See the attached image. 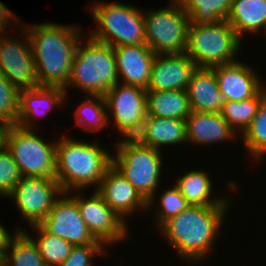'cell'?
I'll return each instance as SVG.
<instances>
[{
	"label": "cell",
	"instance_id": "cell-1",
	"mask_svg": "<svg viewBox=\"0 0 266 266\" xmlns=\"http://www.w3.org/2000/svg\"><path fill=\"white\" fill-rule=\"evenodd\" d=\"M35 61L39 86L67 88L80 39L79 26L56 23L24 25Z\"/></svg>",
	"mask_w": 266,
	"mask_h": 266
},
{
	"label": "cell",
	"instance_id": "cell-2",
	"mask_svg": "<svg viewBox=\"0 0 266 266\" xmlns=\"http://www.w3.org/2000/svg\"><path fill=\"white\" fill-rule=\"evenodd\" d=\"M228 207L191 205L166 220L158 230L178 256L199 264L211 255Z\"/></svg>",
	"mask_w": 266,
	"mask_h": 266
},
{
	"label": "cell",
	"instance_id": "cell-3",
	"mask_svg": "<svg viewBox=\"0 0 266 266\" xmlns=\"http://www.w3.org/2000/svg\"><path fill=\"white\" fill-rule=\"evenodd\" d=\"M64 136L56 144V176L62 191L74 194L92 185L96 190L112 165V154L97 139L92 143Z\"/></svg>",
	"mask_w": 266,
	"mask_h": 266
},
{
	"label": "cell",
	"instance_id": "cell-4",
	"mask_svg": "<svg viewBox=\"0 0 266 266\" xmlns=\"http://www.w3.org/2000/svg\"><path fill=\"white\" fill-rule=\"evenodd\" d=\"M82 43V44H81ZM83 45V46H82ZM113 47L90 36L77 45L67 88L72 86L90 96L104 94L118 84Z\"/></svg>",
	"mask_w": 266,
	"mask_h": 266
},
{
	"label": "cell",
	"instance_id": "cell-5",
	"mask_svg": "<svg viewBox=\"0 0 266 266\" xmlns=\"http://www.w3.org/2000/svg\"><path fill=\"white\" fill-rule=\"evenodd\" d=\"M97 22L91 38L109 44L112 47L146 44L143 11L128 4L103 1L96 2L90 8Z\"/></svg>",
	"mask_w": 266,
	"mask_h": 266
},
{
	"label": "cell",
	"instance_id": "cell-6",
	"mask_svg": "<svg viewBox=\"0 0 266 266\" xmlns=\"http://www.w3.org/2000/svg\"><path fill=\"white\" fill-rule=\"evenodd\" d=\"M242 40L223 20L216 24H193L188 29L185 53L197 67L213 68L237 62Z\"/></svg>",
	"mask_w": 266,
	"mask_h": 266
},
{
	"label": "cell",
	"instance_id": "cell-7",
	"mask_svg": "<svg viewBox=\"0 0 266 266\" xmlns=\"http://www.w3.org/2000/svg\"><path fill=\"white\" fill-rule=\"evenodd\" d=\"M10 125L6 136V148L18 165L22 177H40L57 181L56 142H45L35 133Z\"/></svg>",
	"mask_w": 266,
	"mask_h": 266
},
{
	"label": "cell",
	"instance_id": "cell-8",
	"mask_svg": "<svg viewBox=\"0 0 266 266\" xmlns=\"http://www.w3.org/2000/svg\"><path fill=\"white\" fill-rule=\"evenodd\" d=\"M143 16L146 45L156 55L186 51L190 19L177 0L159 10H143Z\"/></svg>",
	"mask_w": 266,
	"mask_h": 266
},
{
	"label": "cell",
	"instance_id": "cell-9",
	"mask_svg": "<svg viewBox=\"0 0 266 266\" xmlns=\"http://www.w3.org/2000/svg\"><path fill=\"white\" fill-rule=\"evenodd\" d=\"M112 165L134 188L148 201L155 205L157 188L162 174L163 158L161 150L152 147L146 149H115Z\"/></svg>",
	"mask_w": 266,
	"mask_h": 266
},
{
	"label": "cell",
	"instance_id": "cell-10",
	"mask_svg": "<svg viewBox=\"0 0 266 266\" xmlns=\"http://www.w3.org/2000/svg\"><path fill=\"white\" fill-rule=\"evenodd\" d=\"M62 189L58 181L40 177H22L8 196L13 199L17 210L33 226L49 214Z\"/></svg>",
	"mask_w": 266,
	"mask_h": 266
},
{
	"label": "cell",
	"instance_id": "cell-11",
	"mask_svg": "<svg viewBox=\"0 0 266 266\" xmlns=\"http://www.w3.org/2000/svg\"><path fill=\"white\" fill-rule=\"evenodd\" d=\"M22 41L19 38L0 36V74L19 90L36 88L39 81L26 30L21 29Z\"/></svg>",
	"mask_w": 266,
	"mask_h": 266
},
{
	"label": "cell",
	"instance_id": "cell-12",
	"mask_svg": "<svg viewBox=\"0 0 266 266\" xmlns=\"http://www.w3.org/2000/svg\"><path fill=\"white\" fill-rule=\"evenodd\" d=\"M80 193L72 196L77 202L80 215L92 235L104 245L112 246L128 236V224L112 210L94 190L87 199Z\"/></svg>",
	"mask_w": 266,
	"mask_h": 266
},
{
	"label": "cell",
	"instance_id": "cell-13",
	"mask_svg": "<svg viewBox=\"0 0 266 266\" xmlns=\"http://www.w3.org/2000/svg\"><path fill=\"white\" fill-rule=\"evenodd\" d=\"M68 195V192L61 193L39 225L46 232L68 241L73 246L103 243L89 231L80 215L77 202Z\"/></svg>",
	"mask_w": 266,
	"mask_h": 266
},
{
	"label": "cell",
	"instance_id": "cell-14",
	"mask_svg": "<svg viewBox=\"0 0 266 266\" xmlns=\"http://www.w3.org/2000/svg\"><path fill=\"white\" fill-rule=\"evenodd\" d=\"M146 93V89L142 87L118 83L104 94L107 118L113 119L118 133L146 118Z\"/></svg>",
	"mask_w": 266,
	"mask_h": 266
},
{
	"label": "cell",
	"instance_id": "cell-15",
	"mask_svg": "<svg viewBox=\"0 0 266 266\" xmlns=\"http://www.w3.org/2000/svg\"><path fill=\"white\" fill-rule=\"evenodd\" d=\"M96 192L126 222L125 217L148 209V201L113 165L106 170Z\"/></svg>",
	"mask_w": 266,
	"mask_h": 266
},
{
	"label": "cell",
	"instance_id": "cell-16",
	"mask_svg": "<svg viewBox=\"0 0 266 266\" xmlns=\"http://www.w3.org/2000/svg\"><path fill=\"white\" fill-rule=\"evenodd\" d=\"M196 68L185 52L158 54L152 65L146 91L186 90Z\"/></svg>",
	"mask_w": 266,
	"mask_h": 266
},
{
	"label": "cell",
	"instance_id": "cell-17",
	"mask_svg": "<svg viewBox=\"0 0 266 266\" xmlns=\"http://www.w3.org/2000/svg\"><path fill=\"white\" fill-rule=\"evenodd\" d=\"M119 83L148 88L156 54L146 45L113 47Z\"/></svg>",
	"mask_w": 266,
	"mask_h": 266
},
{
	"label": "cell",
	"instance_id": "cell-18",
	"mask_svg": "<svg viewBox=\"0 0 266 266\" xmlns=\"http://www.w3.org/2000/svg\"><path fill=\"white\" fill-rule=\"evenodd\" d=\"M249 66L237 61L212 68L224 101L246 100L255 96L265 86L258 78V73Z\"/></svg>",
	"mask_w": 266,
	"mask_h": 266
},
{
	"label": "cell",
	"instance_id": "cell-19",
	"mask_svg": "<svg viewBox=\"0 0 266 266\" xmlns=\"http://www.w3.org/2000/svg\"><path fill=\"white\" fill-rule=\"evenodd\" d=\"M67 92L61 87L38 86L21 89L19 92V111L16 125L26 129H36V118L45 116L55 107H62L67 100ZM36 117V118H35Z\"/></svg>",
	"mask_w": 266,
	"mask_h": 266
},
{
	"label": "cell",
	"instance_id": "cell-20",
	"mask_svg": "<svg viewBox=\"0 0 266 266\" xmlns=\"http://www.w3.org/2000/svg\"><path fill=\"white\" fill-rule=\"evenodd\" d=\"M187 141L203 146V144L232 141L238 137L221 113L198 112L191 110L186 118Z\"/></svg>",
	"mask_w": 266,
	"mask_h": 266
},
{
	"label": "cell",
	"instance_id": "cell-21",
	"mask_svg": "<svg viewBox=\"0 0 266 266\" xmlns=\"http://www.w3.org/2000/svg\"><path fill=\"white\" fill-rule=\"evenodd\" d=\"M186 91L191 110L221 112L224 100L212 68L197 67L191 75Z\"/></svg>",
	"mask_w": 266,
	"mask_h": 266
},
{
	"label": "cell",
	"instance_id": "cell-22",
	"mask_svg": "<svg viewBox=\"0 0 266 266\" xmlns=\"http://www.w3.org/2000/svg\"><path fill=\"white\" fill-rule=\"evenodd\" d=\"M226 21L241 40L243 34L262 29L266 35V0H232Z\"/></svg>",
	"mask_w": 266,
	"mask_h": 266
},
{
	"label": "cell",
	"instance_id": "cell-23",
	"mask_svg": "<svg viewBox=\"0 0 266 266\" xmlns=\"http://www.w3.org/2000/svg\"><path fill=\"white\" fill-rule=\"evenodd\" d=\"M175 185L179 188L182 196L191 205L200 206H230L231 200L227 196L213 197L212 182L204 170L186 171L176 180Z\"/></svg>",
	"mask_w": 266,
	"mask_h": 266
},
{
	"label": "cell",
	"instance_id": "cell-24",
	"mask_svg": "<svg viewBox=\"0 0 266 266\" xmlns=\"http://www.w3.org/2000/svg\"><path fill=\"white\" fill-rule=\"evenodd\" d=\"M147 114L186 120L191 109L186 90L147 91Z\"/></svg>",
	"mask_w": 266,
	"mask_h": 266
},
{
	"label": "cell",
	"instance_id": "cell-25",
	"mask_svg": "<svg viewBox=\"0 0 266 266\" xmlns=\"http://www.w3.org/2000/svg\"><path fill=\"white\" fill-rule=\"evenodd\" d=\"M145 120L150 147L161 150L164 145L174 146L188 142L186 120L155 117L148 114Z\"/></svg>",
	"mask_w": 266,
	"mask_h": 266
},
{
	"label": "cell",
	"instance_id": "cell-26",
	"mask_svg": "<svg viewBox=\"0 0 266 266\" xmlns=\"http://www.w3.org/2000/svg\"><path fill=\"white\" fill-rule=\"evenodd\" d=\"M0 261L4 266H46L32 236L22 228L15 231Z\"/></svg>",
	"mask_w": 266,
	"mask_h": 266
},
{
	"label": "cell",
	"instance_id": "cell-27",
	"mask_svg": "<svg viewBox=\"0 0 266 266\" xmlns=\"http://www.w3.org/2000/svg\"><path fill=\"white\" fill-rule=\"evenodd\" d=\"M265 97L266 85L255 96L246 100L238 102L224 101L220 113L230 127L240 136L251 124L261 101Z\"/></svg>",
	"mask_w": 266,
	"mask_h": 266
},
{
	"label": "cell",
	"instance_id": "cell-28",
	"mask_svg": "<svg viewBox=\"0 0 266 266\" xmlns=\"http://www.w3.org/2000/svg\"><path fill=\"white\" fill-rule=\"evenodd\" d=\"M193 24H216L226 20L232 0H177Z\"/></svg>",
	"mask_w": 266,
	"mask_h": 266
},
{
	"label": "cell",
	"instance_id": "cell-29",
	"mask_svg": "<svg viewBox=\"0 0 266 266\" xmlns=\"http://www.w3.org/2000/svg\"><path fill=\"white\" fill-rule=\"evenodd\" d=\"M85 100L74 112L76 124L87 132H98L109 126L104 96H84Z\"/></svg>",
	"mask_w": 266,
	"mask_h": 266
},
{
	"label": "cell",
	"instance_id": "cell-30",
	"mask_svg": "<svg viewBox=\"0 0 266 266\" xmlns=\"http://www.w3.org/2000/svg\"><path fill=\"white\" fill-rule=\"evenodd\" d=\"M38 237L32 238L37 244L46 266H58L69 256L73 247L68 241L46 232L39 224L31 226Z\"/></svg>",
	"mask_w": 266,
	"mask_h": 266
},
{
	"label": "cell",
	"instance_id": "cell-31",
	"mask_svg": "<svg viewBox=\"0 0 266 266\" xmlns=\"http://www.w3.org/2000/svg\"><path fill=\"white\" fill-rule=\"evenodd\" d=\"M245 148L254 160L266 155V97L261 101L251 124L240 136Z\"/></svg>",
	"mask_w": 266,
	"mask_h": 266
},
{
	"label": "cell",
	"instance_id": "cell-32",
	"mask_svg": "<svg viewBox=\"0 0 266 266\" xmlns=\"http://www.w3.org/2000/svg\"><path fill=\"white\" fill-rule=\"evenodd\" d=\"M159 208H156V228L160 227L166 220L173 218L181 211L187 209L191 204L182 196L179 188L174 185L164 191L159 199Z\"/></svg>",
	"mask_w": 266,
	"mask_h": 266
},
{
	"label": "cell",
	"instance_id": "cell-33",
	"mask_svg": "<svg viewBox=\"0 0 266 266\" xmlns=\"http://www.w3.org/2000/svg\"><path fill=\"white\" fill-rule=\"evenodd\" d=\"M20 90L0 74V121L16 125Z\"/></svg>",
	"mask_w": 266,
	"mask_h": 266
},
{
	"label": "cell",
	"instance_id": "cell-34",
	"mask_svg": "<svg viewBox=\"0 0 266 266\" xmlns=\"http://www.w3.org/2000/svg\"><path fill=\"white\" fill-rule=\"evenodd\" d=\"M22 175L6 146L0 151V196L8 197Z\"/></svg>",
	"mask_w": 266,
	"mask_h": 266
},
{
	"label": "cell",
	"instance_id": "cell-35",
	"mask_svg": "<svg viewBox=\"0 0 266 266\" xmlns=\"http://www.w3.org/2000/svg\"><path fill=\"white\" fill-rule=\"evenodd\" d=\"M120 133L122 138L114 145L115 149H146L150 147L145 119L125 127Z\"/></svg>",
	"mask_w": 266,
	"mask_h": 266
},
{
	"label": "cell",
	"instance_id": "cell-36",
	"mask_svg": "<svg viewBox=\"0 0 266 266\" xmlns=\"http://www.w3.org/2000/svg\"><path fill=\"white\" fill-rule=\"evenodd\" d=\"M104 243L73 246L69 256L58 266H92L96 256L106 254ZM95 255V256H94ZM94 257V258H93ZM92 263V264H91Z\"/></svg>",
	"mask_w": 266,
	"mask_h": 266
},
{
	"label": "cell",
	"instance_id": "cell-37",
	"mask_svg": "<svg viewBox=\"0 0 266 266\" xmlns=\"http://www.w3.org/2000/svg\"><path fill=\"white\" fill-rule=\"evenodd\" d=\"M10 21H13V24H20L19 18L16 17V15L11 10H9L3 2L0 1V36H3V34L4 36L5 34L9 35L8 31L5 30L8 27L15 26Z\"/></svg>",
	"mask_w": 266,
	"mask_h": 266
},
{
	"label": "cell",
	"instance_id": "cell-38",
	"mask_svg": "<svg viewBox=\"0 0 266 266\" xmlns=\"http://www.w3.org/2000/svg\"><path fill=\"white\" fill-rule=\"evenodd\" d=\"M12 237L13 235L11 236V234L8 233L5 226H3L0 223V258L3 256L4 252L6 251Z\"/></svg>",
	"mask_w": 266,
	"mask_h": 266
},
{
	"label": "cell",
	"instance_id": "cell-39",
	"mask_svg": "<svg viewBox=\"0 0 266 266\" xmlns=\"http://www.w3.org/2000/svg\"><path fill=\"white\" fill-rule=\"evenodd\" d=\"M10 125L0 121V151L6 146V136Z\"/></svg>",
	"mask_w": 266,
	"mask_h": 266
}]
</instances>
